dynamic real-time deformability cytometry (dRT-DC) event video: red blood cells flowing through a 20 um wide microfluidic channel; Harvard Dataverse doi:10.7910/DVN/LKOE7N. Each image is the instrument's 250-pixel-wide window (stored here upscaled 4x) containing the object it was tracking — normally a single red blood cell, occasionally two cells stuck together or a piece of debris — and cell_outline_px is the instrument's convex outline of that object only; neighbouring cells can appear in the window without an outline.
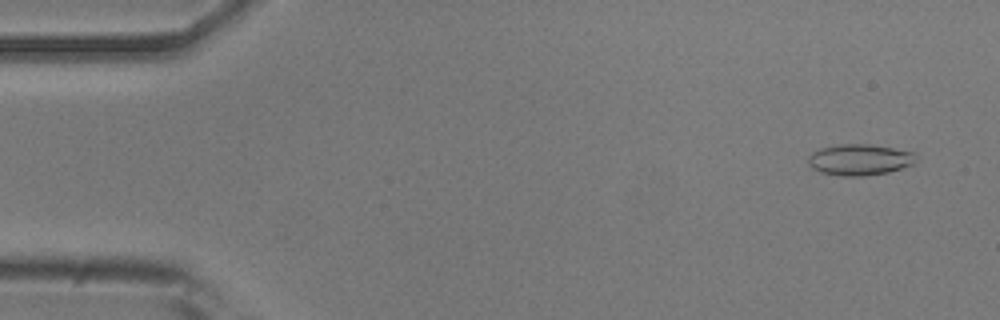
{"species": "common noctule bat (a hibernating species)", "species_latin": "Nyctalus noctula", "temperature_condition": "room temperature", "stored_images_in_passage": 53, "camera_frame_rate_fps": 3000, "um_per_image_px": 0.085, "animal": {"sex": "male", "body_mass_g": 20.5, "forearm_length_mm": 52.5}, "frame": {"image": 1, "passage_image": 3, "time_ms": 0.667, "image_size_px": [1000, 320], "cell_outline_px": [[916, 156], [912, 164], [888, 172], [864, 176], [844, 176], [820, 172], [812, 168], [808, 164], [808, 156], [812, 152], [820, 148], [840, 144], [868, 144], [892, 148], [912, 152]], "centroid_in_image_um": [73.01, 13.57], "position_along_channel_um": 12.0, "area_um2": 19.36}}
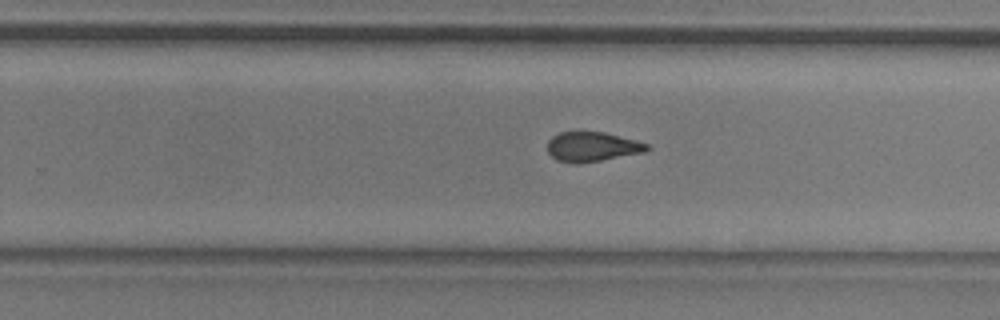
{"frame": {"image": 2, "passage_image": 33, "time_ms": 10.667, "image_size_px": [1000, 320], "cell_outline_px": [[652, 148], [644, 152], [600, 160], [576, 164], [556, 160], [548, 152], [548, 140], [552, 136], [560, 132], [576, 128], [604, 132], [636, 140], [648, 144]], "centroid_in_image_um": [50.29, 12.42], "position_along_channel_um": 279.5, "area_um2": 17.74}}
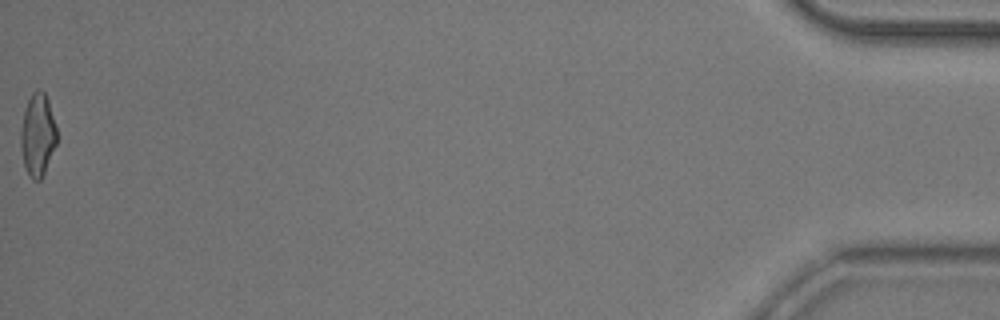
{"frame": {"image": 3, "passage_image": 53, "time_ms": 17.333, "image_size_px": [1000, 320], "cell_outline_px": [[56, 144], [44, 172], [40, 180], [32, 180], [24, 164], [20, 144], [20, 128], [24, 108], [32, 92], [36, 88], [40, 88], [44, 92], [48, 100], [56, 128]], "centroid_in_image_um": [3.18, 11.41], "position_along_channel_um": 432.0, "area_um2": 17.28}, "authors_computed_cell_mechanics": {"area_um2": 17.9758, "velocity_mm_per_s": 3.8154, "shape_relaxation_time_tau1_ms": 6.7573, "shape_relaxation_time_tau2_ms": 2.5471, "deformation_change_tau1": 0.1777, "deformation_change_tau2": 0.0948}}